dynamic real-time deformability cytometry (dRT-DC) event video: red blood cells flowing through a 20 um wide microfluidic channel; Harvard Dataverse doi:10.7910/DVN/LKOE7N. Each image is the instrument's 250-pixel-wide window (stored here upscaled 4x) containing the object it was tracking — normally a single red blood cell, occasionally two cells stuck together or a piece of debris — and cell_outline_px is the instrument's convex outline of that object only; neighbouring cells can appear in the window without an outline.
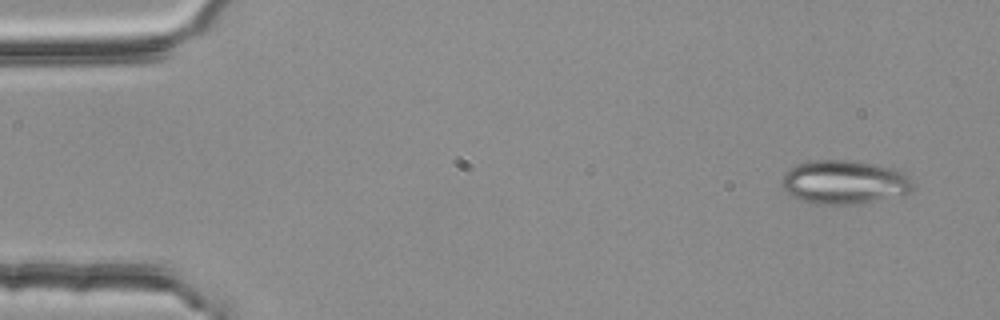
{"species": "common noctule bat (a hibernating species)", "species_latin": "Nyctalus noctula", "temperature_condition": "room temperature", "stored_images_in_passage": 4, "camera_frame_rate_fps": 3000, "um_per_image_px": 0.085, "animal": {"sex": "female", "body_mass_g": 25.1}, "frame": {"image": 1, "passage_image": 1, "time_ms": 0.0, "image_size_px": [1000, 320], "cell_outline_px": [[916, 188], [912, 192], [904, 196], [856, 204], [812, 204], [800, 200], [792, 196], [780, 184], [780, 180], [788, 168], [796, 164], [812, 160], [848, 160], [876, 164], [896, 168], [904, 172], [916, 184]], "centroid_in_image_um": [71.83, 15.49], "position_along_channel_um": 13.2, "area_um2": 34.33}}